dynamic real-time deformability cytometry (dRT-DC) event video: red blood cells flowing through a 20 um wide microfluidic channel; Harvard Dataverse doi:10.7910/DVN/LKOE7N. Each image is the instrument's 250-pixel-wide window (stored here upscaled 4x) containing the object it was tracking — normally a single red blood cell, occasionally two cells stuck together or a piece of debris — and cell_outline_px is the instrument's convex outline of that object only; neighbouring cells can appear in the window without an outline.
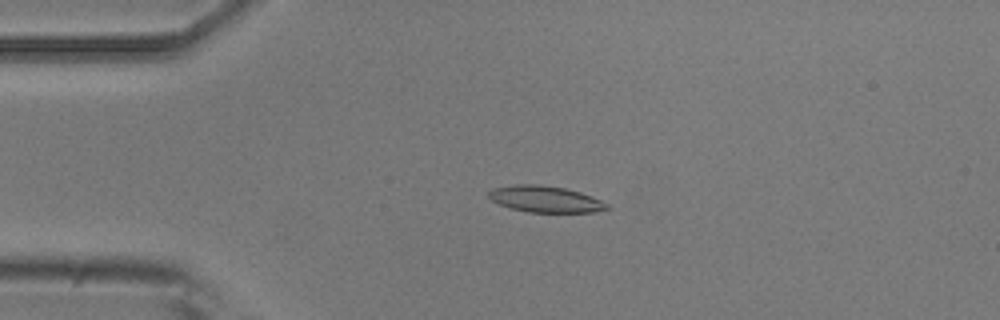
{"species": "common noctule bat (a hibernating species)", "species_latin": "Nyctalus noctula", "temperature_condition": "room temperature", "stored_images_in_passage": 53, "camera_frame_rate_fps": 3000, "um_per_image_px": 0.085, "animal": {"sex": "male", "body_mass_g": 20.5, "forearm_length_mm": 52.5}, "frame": {"image": 1, "passage_image": 11, "time_ms": 3.333, "image_size_px": [1000, 320], "cell_outline_px": [[612, 208], [596, 212], [528, 212], [512, 208], [500, 204], [492, 200], [488, 196], [488, 192], [492, 188], [516, 184], [536, 184], [564, 188], [580, 192], [592, 196], [608, 204]], "centroid_in_image_um": [46.37, 16.92], "position_along_channel_um": 38.6, "area_um2": 18.15}}
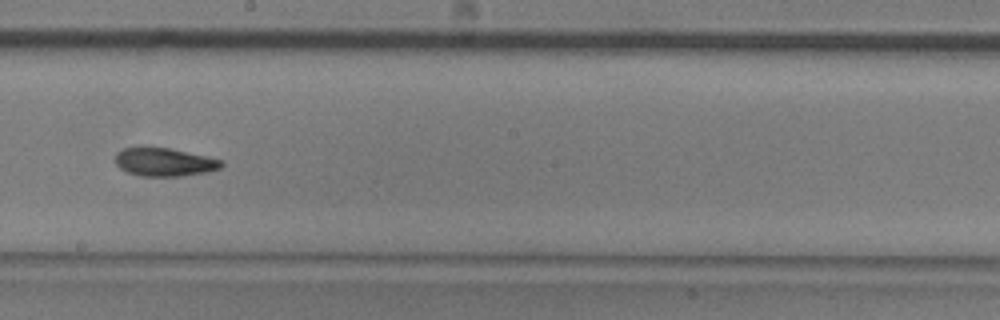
{"frame": {"image": 2, "passage_image": 29, "time_ms": 9.333, "image_size_px": [1000, 320], "cell_outline_px": [[224, 164], [220, 168], [208, 172], [180, 176], [140, 176], [128, 172], [120, 168], [116, 164], [116, 152], [124, 148], [140, 144], [168, 148], [224, 160]], "centroid_in_image_um": [13.94, 13.74], "position_along_channel_um": 234.3, "area_um2": 17.92}}
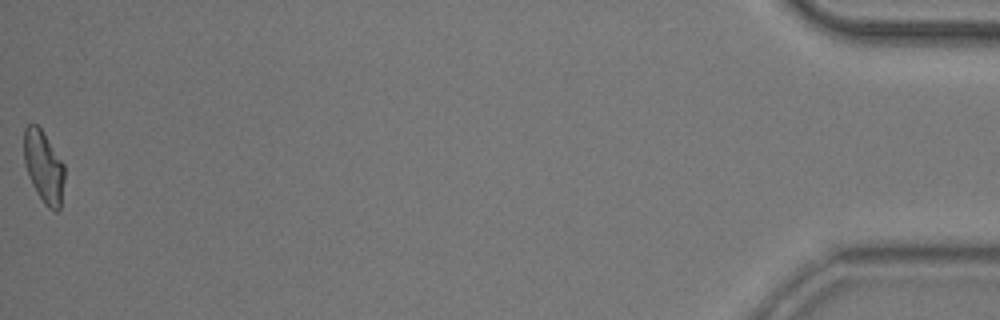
{"frame": {"image": 3, "passage_image": 53, "time_ms": 17.333, "image_size_px": [1000, 320], "cell_outline_px": [[64, 180], [60, 208], [56, 212], [52, 212], [44, 204], [36, 192], [28, 176], [24, 164], [24, 128], [28, 124], [36, 124], [40, 128], [64, 164]], "centroid_in_image_um": [3.71, 14.21], "position_along_channel_um": 431.5, "area_um2": 17.05}, "authors_computed_cell_mechanics": {"area_um2": 17.918, "velocity_mm_per_s": 3.7228, "shape_relaxation_time_tau1_ms": 6.177, "shape_relaxation_time_tau2_ms": 4.449, "deformation_change_tau1": 0.1758, "deformation_change_tau2": 0.1222}}